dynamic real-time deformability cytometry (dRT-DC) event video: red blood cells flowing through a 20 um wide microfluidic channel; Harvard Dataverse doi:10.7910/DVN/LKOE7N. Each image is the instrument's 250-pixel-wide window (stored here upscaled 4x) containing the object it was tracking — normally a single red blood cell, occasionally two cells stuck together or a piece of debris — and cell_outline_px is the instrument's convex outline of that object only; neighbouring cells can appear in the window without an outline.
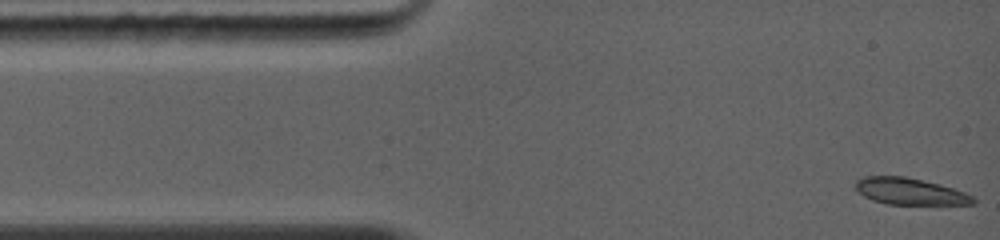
{"species": "common noctule bat (a hibernating species)", "species_latin": "Nyctalus noctula", "temperature_condition": "warm", "stored_images_in_passage": 10, "camera_frame_rate_fps": 5000, "um_per_image_px": 0.085, "animal": {"sex": "female", "body_mass_g": 19.0, "forearm_length_mm": 56.7}, "frame": {"image": 1, "passage_image": 1, "time_ms": 0.0, "image_size_px": [1000, 240], "cell_outline_px": [[972, 204], [892, 204], [876, 200], [860, 192], [856, 188], [856, 184], [860, 180], [872, 176], [900, 176], [936, 184], [960, 192], [968, 196], [972, 200]], "centroid_in_image_um": [77.29, 16.27], "position_along_channel_um": 7.7, "area_um2": 16.76}}
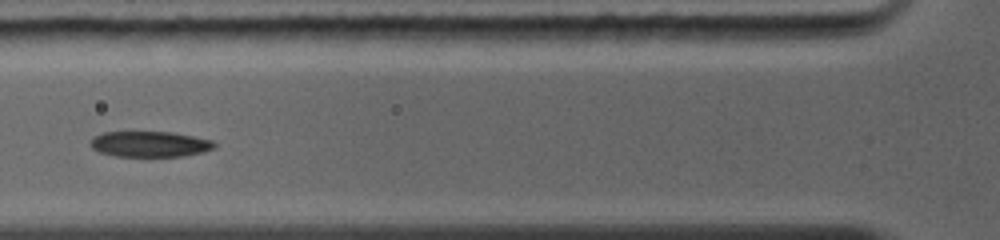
{"frame": {"image": 2, "passage_image": 6, "time_ms": 4.0, "image_size_px": [1000, 240], "cell_outline_px": [[216, 144], [212, 148], [200, 152], [180, 156], [120, 156], [100, 152], [92, 148], [92, 140], [96, 136], [104, 132], [168, 132], [192, 136], [212, 140]], "centroid_in_image_um": [12.73, 12.24], "position_along_channel_um": 113.1, "area_um2": 17.98}}
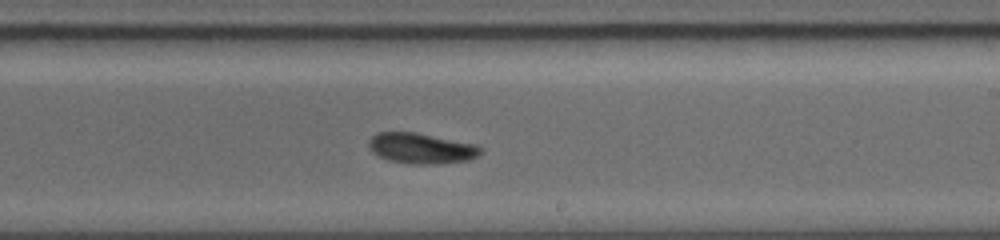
{"frame": {"image": 3, "passage_image": 10, "time_ms": 7.2, "image_size_px": [1000, 240], "cell_outline_px": [[480, 152], [476, 156], [468, 160], [424, 164], [412, 164], [388, 160], [372, 152], [368, 144], [368, 140], [376, 132], [416, 132], [476, 144], [480, 148]], "centroid_in_image_um": [35.75, 12.59], "position_along_channel_um": 253.3, "area_um2": 19.65}}